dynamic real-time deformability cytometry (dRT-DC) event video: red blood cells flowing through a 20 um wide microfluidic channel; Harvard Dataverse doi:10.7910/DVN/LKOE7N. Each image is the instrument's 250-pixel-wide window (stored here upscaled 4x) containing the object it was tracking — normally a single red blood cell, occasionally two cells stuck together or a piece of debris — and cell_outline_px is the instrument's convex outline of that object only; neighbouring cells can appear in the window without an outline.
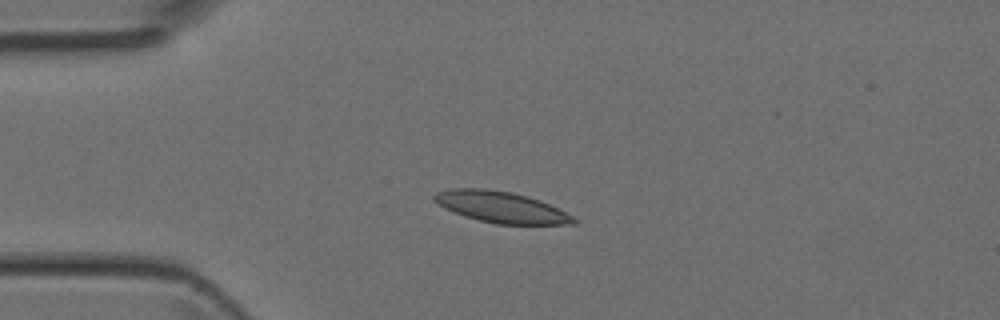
{"species": "Egyptian fruit bat (a non-hibernating species)", "species_latin": "Rousettus aegyptiacus", "temperature_condition": "room temperature", "stored_images_in_passage": 4, "camera_frame_rate_fps": 3000, "um_per_image_px": 0.085, "animal": {"sex": "female"}, "frame": {"image": 1, "passage_image": 3, "time_ms": 0.667, "image_size_px": [1000, 320], "cell_outline_px": [[580, 220], [576, 224], [496, 224], [464, 216], [444, 208], [432, 200], [432, 196], [436, 192], [452, 188], [484, 188], [512, 192], [548, 204]], "centroid_in_image_um": [42.54, 17.6], "position_along_channel_um": 42.5, "area_um2": 25.09}}